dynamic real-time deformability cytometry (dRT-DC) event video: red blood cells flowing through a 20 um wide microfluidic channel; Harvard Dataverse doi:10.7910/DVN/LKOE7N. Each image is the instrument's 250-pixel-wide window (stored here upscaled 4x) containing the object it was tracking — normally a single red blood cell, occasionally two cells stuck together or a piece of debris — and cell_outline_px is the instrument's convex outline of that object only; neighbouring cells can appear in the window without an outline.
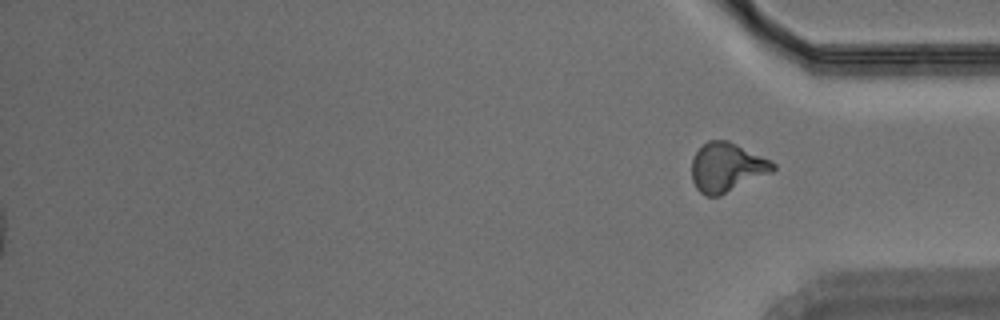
{"species": "Egyptian fruit bat (a non-hibernating species)", "species_latin": "Rousettus aegyptiacus", "temperature_condition": "warm", "stored_images_in_passage": 51, "segment_of_instrument_passage": [2, 2], "camera_frame_rate_fps": 3000, "um_per_image_px": 0.085, "animal": {"sex": "male"}, "frame": {"image": 1, "passage_image": 51, "time_ms": 16.667, "image_size_px": [1000, 320], "cell_outline_px": [[776, 168], [772, 172], [720, 196], [704, 196], [696, 188], [692, 180], [692, 160], [696, 152], [708, 140], [728, 140], [772, 160], [776, 164]], "centroid_in_image_um": [61.79, 14.23], "position_along_channel_um": 373.4, "area_um2": 23.35}}